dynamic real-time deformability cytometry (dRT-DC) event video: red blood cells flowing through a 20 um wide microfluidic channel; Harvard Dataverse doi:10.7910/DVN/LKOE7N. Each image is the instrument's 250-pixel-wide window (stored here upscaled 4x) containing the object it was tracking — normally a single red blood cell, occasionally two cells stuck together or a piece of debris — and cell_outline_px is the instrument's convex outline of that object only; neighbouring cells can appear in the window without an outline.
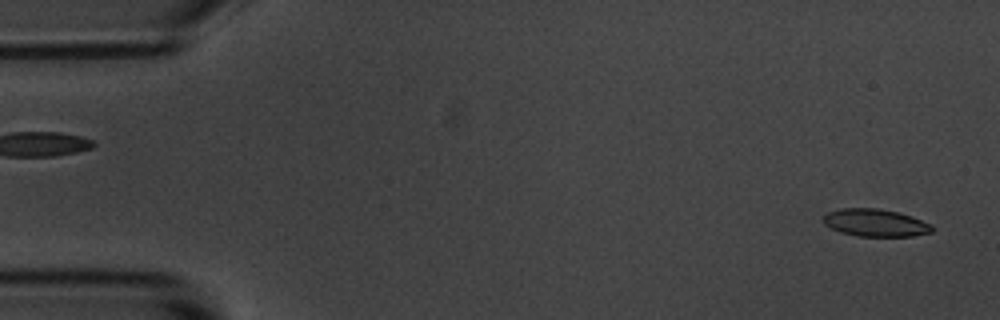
{"species": "common noctule bat (a hibernating species)", "species_latin": "Nyctalus noctula", "temperature_condition": "room temperature", "stored_images_in_passage": 55, "camera_frame_rate_fps": 3000, "um_per_image_px": 0.085, "animal": {"sex": "male", "body_mass_g": 20.1, "forearm_length_mm": 53.5}, "frame": {"image": 1, "passage_image": 2, "time_ms": 0.333, "image_size_px": [1000, 320], "cell_outline_px": [[932, 232], [912, 236], [856, 236], [840, 232], [824, 224], [824, 216], [828, 212], [840, 208], [880, 208], [900, 212], [912, 216], [932, 224]], "centroid_in_image_um": [74.42, 18.93], "position_along_channel_um": 10.6, "area_um2": 17.51}}
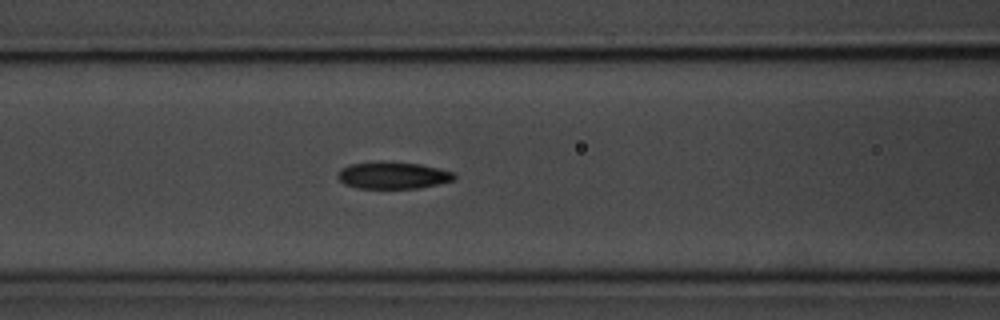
{"frame": {"image": 2, "passage_image": 22, "time_ms": 7.0, "image_size_px": [1000, 320], "cell_outline_px": [[456, 176], [452, 180], [420, 188], [356, 188], [344, 184], [336, 176], [340, 168], [348, 164], [380, 160], [420, 164], [456, 172]], "centroid_in_image_um": [33.35, 14.88], "position_along_channel_um": 133.3, "area_um2": 18.61}}
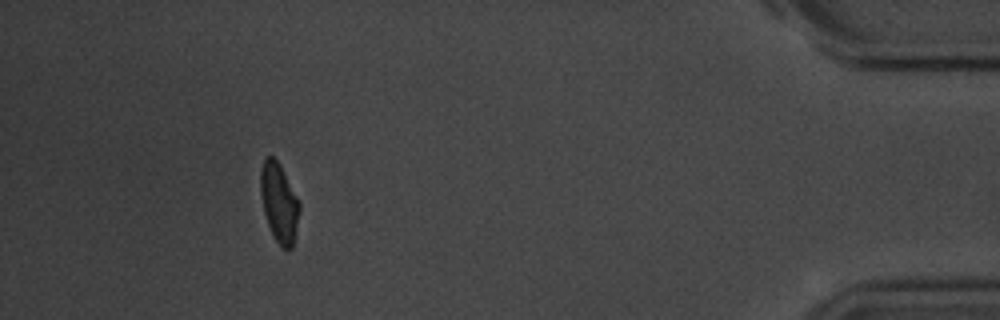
{"frame": {"image": 3, "passage_image": 50, "time_ms": 16.333, "image_size_px": [1000, 320], "cell_outline_px": [[300, 208], [292, 248], [284, 248], [276, 240], [268, 224], [264, 212], [260, 192], [260, 172], [264, 156], [272, 156], [280, 164], [300, 204]], "centroid_in_image_um": [23.7, 17.17], "position_along_channel_um": 411.5, "area_um2": 17.57}, "authors_computed_cell_mechanics": {"area_um2": 18.4382, "velocity_mm_per_s": 3.6363, "shape_relaxation_time_tau1_ms": 4.3583, "shape_relaxation_time_tau2_ms": 3.5611, "deformation_change_tau1": 0.1274, "deformation_change_tau2": 0.1003}}